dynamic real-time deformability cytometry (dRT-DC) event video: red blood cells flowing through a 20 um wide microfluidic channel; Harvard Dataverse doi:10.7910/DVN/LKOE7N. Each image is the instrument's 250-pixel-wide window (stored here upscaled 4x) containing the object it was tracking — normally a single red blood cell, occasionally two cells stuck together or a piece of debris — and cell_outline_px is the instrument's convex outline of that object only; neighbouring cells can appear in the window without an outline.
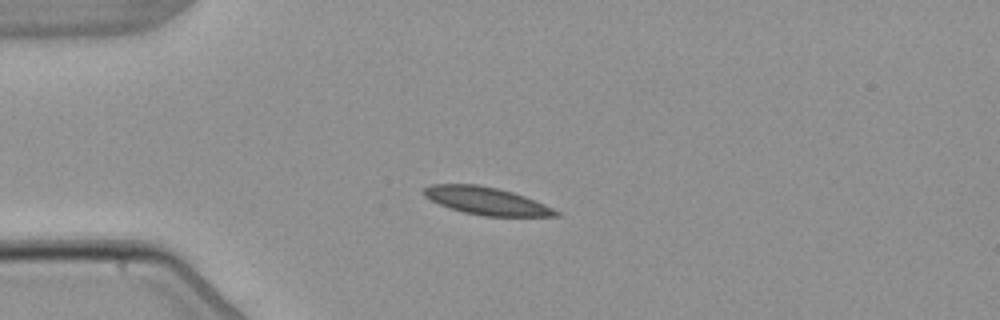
{"species": "common noctule bat (a hibernating species)", "species_latin": "Nyctalus noctula", "temperature_condition": "warm", "stored_images_in_passage": 5, "camera_frame_rate_fps": 3000, "um_per_image_px": 0.085, "animal": {"sex": "male", "body_mass_g": 21.5, "forearm_length_mm": 52.0}, "frame": {"image": 1, "passage_image": 4, "time_ms": 4.333, "image_size_px": [1000, 320], "cell_outline_px": [[560, 216], [484, 216], [464, 212], [440, 204], [424, 196], [420, 192], [424, 188], [432, 184], [476, 184], [496, 188], [512, 192], [524, 196], [544, 204], [560, 212]], "centroid_in_image_um": [41.33, 17.07], "position_along_channel_um": 43.7, "area_um2": 20.98}}